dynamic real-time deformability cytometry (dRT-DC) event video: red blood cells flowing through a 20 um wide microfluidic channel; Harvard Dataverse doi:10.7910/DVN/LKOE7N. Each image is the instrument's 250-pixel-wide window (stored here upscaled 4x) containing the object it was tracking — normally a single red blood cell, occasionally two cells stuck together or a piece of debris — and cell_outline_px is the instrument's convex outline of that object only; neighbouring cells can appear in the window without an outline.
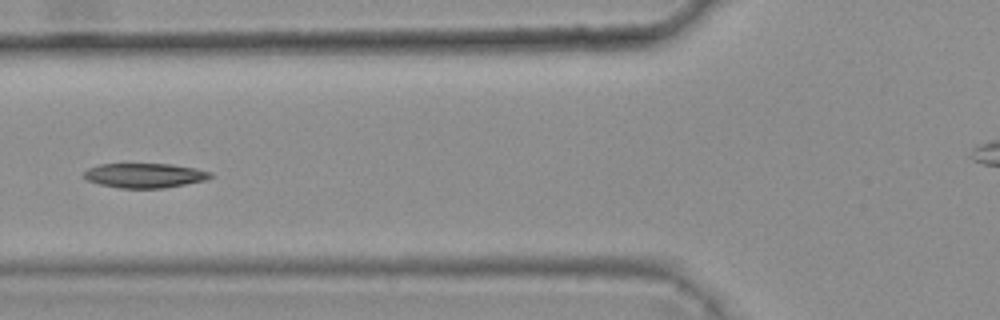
{"species": "common noctule bat (a hibernating species)", "species_latin": "Nyctalus noctula", "temperature_condition": "warm", "stored_images_in_passage": 6, "camera_frame_rate_fps": 3000, "um_per_image_px": 0.085, "animal": {"sex": "female", "body_mass_g": 25.1}, "frame": {"image": 1, "passage_image": 6, "time_ms": 1.667, "image_size_px": [1000, 320], "cell_outline_px": [[212, 176], [204, 180], [164, 188], [120, 188], [100, 184], [88, 180], [84, 176], [84, 172], [88, 168], [100, 164], [172, 164], [196, 168], [212, 172]], "centroid_in_image_um": [12.3, 14.91], "position_along_channel_um": 113.5, "area_um2": 17.98}}